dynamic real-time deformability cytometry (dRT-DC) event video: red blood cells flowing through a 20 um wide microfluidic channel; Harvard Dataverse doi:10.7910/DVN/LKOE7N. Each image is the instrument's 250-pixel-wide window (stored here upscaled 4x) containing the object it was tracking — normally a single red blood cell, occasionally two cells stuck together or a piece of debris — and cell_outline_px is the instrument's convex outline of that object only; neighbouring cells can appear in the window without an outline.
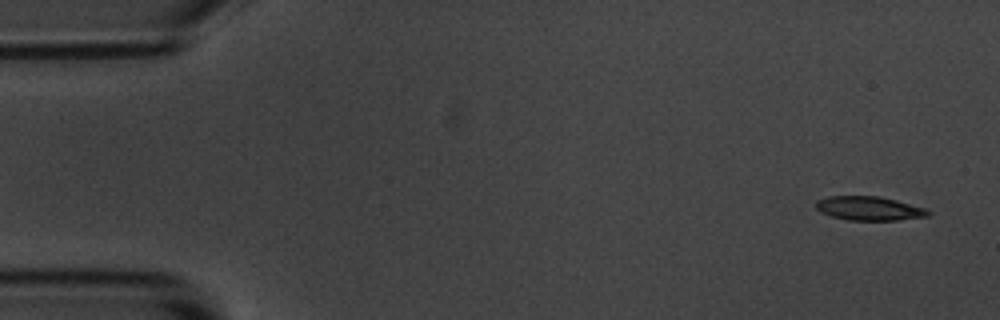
{"species": "common noctule bat (a hibernating species)", "species_latin": "Nyctalus noctula", "temperature_condition": "room temperature", "stored_images_in_passage": 4, "camera_frame_rate_fps": 3000, "um_per_image_px": 0.085, "animal": {"sex": "male", "body_mass_g": 20.1, "forearm_length_mm": 53.5}, "frame": {"image": 1, "passage_image": 1, "time_ms": 0.0, "image_size_px": [1000, 320], "cell_outline_px": [[932, 212], [928, 216], [896, 220], [848, 220], [832, 216], [820, 212], [816, 208], [816, 200], [828, 196], [880, 196], [896, 200], [924, 208]], "centroid_in_image_um": [73.85, 17.71], "position_along_channel_um": 11.1, "area_um2": 15.61}}
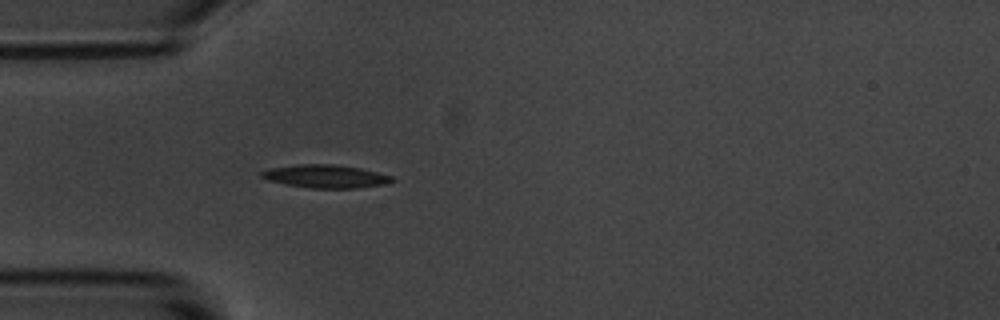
{"frame": {"image": 2, "passage_image": 4, "time_ms": 4.333, "image_size_px": [1000, 320], "cell_outline_px": [[396, 180], [384, 184], [356, 188], [312, 188], [288, 184], [268, 180], [260, 176], [260, 172], [268, 168], [296, 164], [336, 164], [360, 168], [392, 176]], "centroid_in_image_um": [27.66, 14.97], "position_along_channel_um": 57.3, "area_um2": 17.51}}